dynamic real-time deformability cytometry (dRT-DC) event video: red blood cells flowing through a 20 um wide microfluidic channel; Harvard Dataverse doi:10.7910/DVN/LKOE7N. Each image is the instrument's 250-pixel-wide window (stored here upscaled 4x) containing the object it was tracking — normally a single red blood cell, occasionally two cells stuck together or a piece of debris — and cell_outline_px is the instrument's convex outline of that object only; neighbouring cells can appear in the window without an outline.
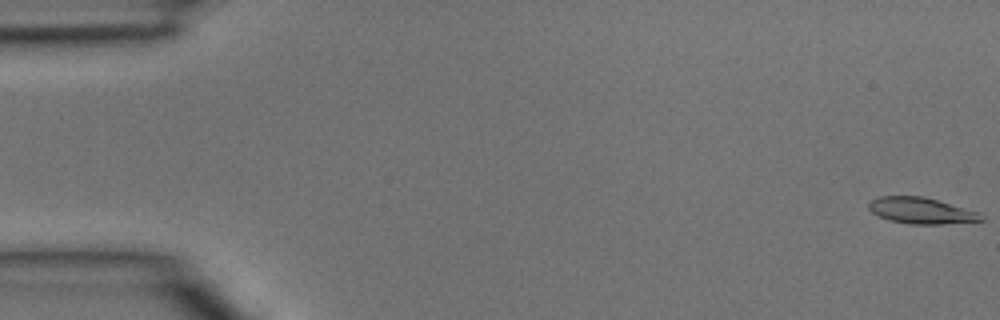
{"species": "common noctule bat (a hibernating species)", "species_latin": "Nyctalus noctula", "temperature_condition": "room temperature", "stored_images_in_passage": 46, "camera_frame_rate_fps": 3000, "um_per_image_px": 0.085, "animal": {"sex": "male", "body_mass_g": 15.6}, "frame": {"image": 1, "passage_image": 1, "time_ms": 0.0, "image_size_px": [1000, 320], "cell_outline_px": [[984, 220], [940, 224], [908, 224], [888, 220], [872, 212], [868, 208], [868, 204], [872, 200], [880, 196], [924, 196], [980, 212], [984, 216]], "centroid_in_image_um": [78.31, 17.9], "position_along_channel_um": 6.7, "area_um2": 17.17}}
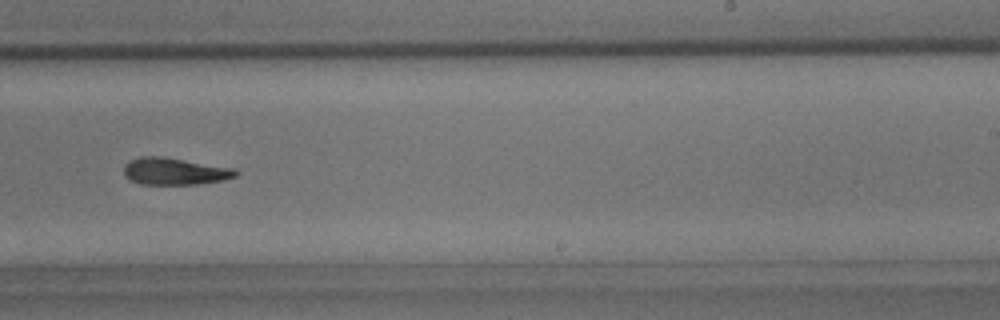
{"frame": {"image": 2, "passage_image": 29, "time_ms": 9.333, "image_size_px": [1000, 320], "cell_outline_px": [[240, 172], [236, 176], [224, 180], [196, 184], [140, 184], [128, 180], [124, 176], [124, 164], [128, 160], [140, 156], [160, 156], [236, 168]], "centroid_in_image_um": [14.83, 14.56], "position_along_channel_um": 274.2, "area_um2": 17.86}}
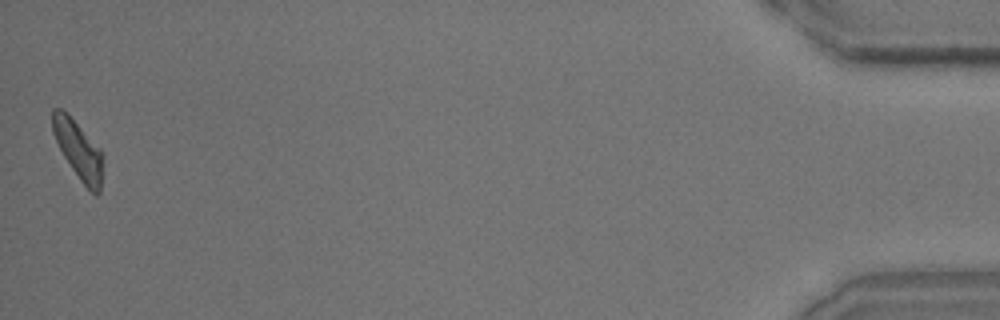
{"frame": {"image": 3, "passage_image": 46, "time_ms": 15.0, "image_size_px": [1000, 320], "cell_outline_px": [[104, 156], [100, 192], [96, 196], [80, 180], [64, 156], [52, 132], [52, 108], [60, 108], [100, 148]], "centroid_in_image_um": [6.69, 12.79], "position_along_channel_um": 428.5, "area_um2": 16.65}}